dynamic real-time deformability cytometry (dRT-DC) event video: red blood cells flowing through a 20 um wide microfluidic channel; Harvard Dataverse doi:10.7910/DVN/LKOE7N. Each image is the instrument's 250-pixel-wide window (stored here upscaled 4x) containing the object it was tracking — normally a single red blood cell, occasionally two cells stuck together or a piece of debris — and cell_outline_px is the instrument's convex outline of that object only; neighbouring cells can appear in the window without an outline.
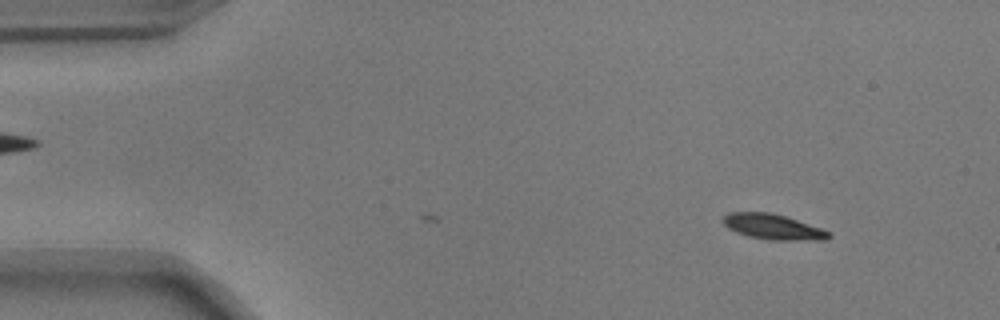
{"species": "common noctule bat (a hibernating species)", "species_latin": "Nyctalus noctula", "temperature_condition": "warm", "stored_images_in_passage": 8, "camera_frame_rate_fps": 3000, "um_per_image_px": 0.085, "animal": {"sex": "male", "body_mass_g": 17.9}, "frame": {"image": 1, "passage_image": 8, "time_ms": 2.333, "image_size_px": [1000, 320], "cell_outline_px": [[832, 236], [828, 240], [772, 240], [748, 236], [736, 232], [728, 228], [720, 220], [728, 212], [772, 212], [832, 232]], "centroid_in_image_um": [65.7, 19.28], "position_along_channel_um": 19.3, "area_um2": 15.66}}